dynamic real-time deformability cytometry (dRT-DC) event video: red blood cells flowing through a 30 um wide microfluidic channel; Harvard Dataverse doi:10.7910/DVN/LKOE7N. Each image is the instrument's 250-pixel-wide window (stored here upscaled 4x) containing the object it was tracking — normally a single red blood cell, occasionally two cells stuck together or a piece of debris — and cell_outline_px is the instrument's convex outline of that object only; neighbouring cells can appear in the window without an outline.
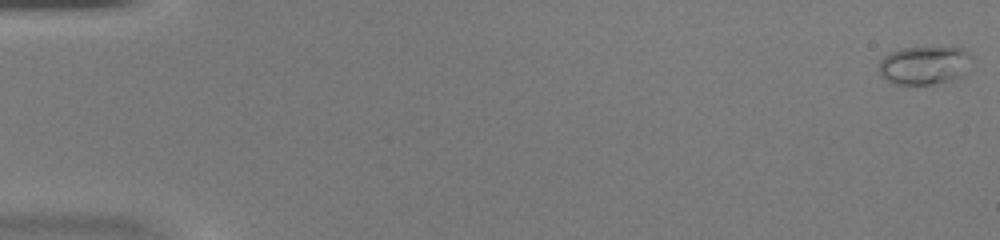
{"species": "common noctule bat (a hibernating species)", "species_latin": "Nyctalus noctula", "temperature_condition": "warm", "stored_images_in_passage": 47, "camera_frame_rate_fps": 3000, "um_per_image_px": 0.085, "animal": {"sex": "female", "body_mass_g": 20.0, "forearm_length_mm": 54.0}, "frame": {"image": 1, "passage_image": 1, "time_ms": 0.0, "image_size_px": [1000, 240], "cell_outline_px": [[976, 60], [972, 68], [964, 76], [952, 80], [932, 84], [892, 84], [880, 76], [880, 60], [884, 56], [900, 48], [960, 48], [968, 52]], "centroid_in_image_um": [78.66, 5.56], "position_along_channel_um": 6.3, "area_um2": 21.21}}
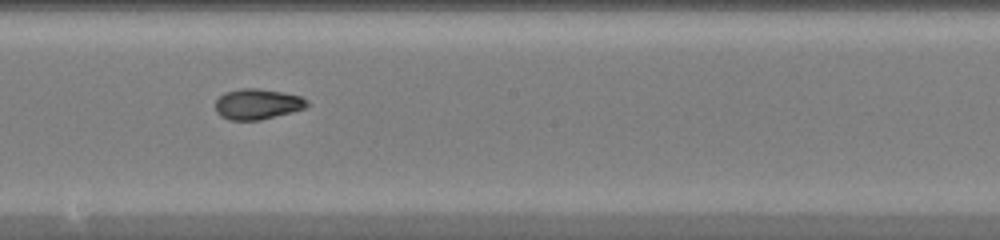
{"frame": {"image": 2, "passage_image": 27, "time_ms": 8.667, "image_size_px": [1000, 240], "cell_outline_px": [[308, 104], [304, 108], [292, 112], [260, 120], [228, 120], [220, 116], [216, 112], [216, 100], [224, 92], [240, 88], [256, 88], [280, 92], [300, 96], [308, 100]], "centroid_in_image_um": [21.85, 8.85], "position_along_channel_um": 226.4, "area_um2": 16.3}}
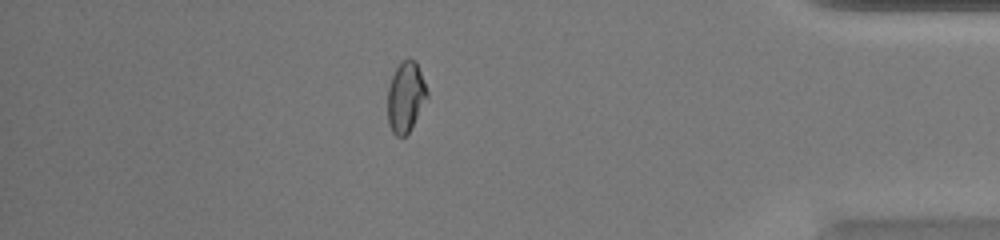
{"frame": {"image": 3, "passage_image": 41, "time_ms": 13.333, "image_size_px": [1000, 240], "cell_outline_px": [[428, 96], [408, 132], [404, 136], [396, 136], [392, 132], [388, 124], [388, 88], [392, 76], [400, 60], [416, 60], [428, 92]], "centroid_in_image_um": [34.47, 8.22], "position_along_channel_um": 400.7, "area_um2": 15.95}}